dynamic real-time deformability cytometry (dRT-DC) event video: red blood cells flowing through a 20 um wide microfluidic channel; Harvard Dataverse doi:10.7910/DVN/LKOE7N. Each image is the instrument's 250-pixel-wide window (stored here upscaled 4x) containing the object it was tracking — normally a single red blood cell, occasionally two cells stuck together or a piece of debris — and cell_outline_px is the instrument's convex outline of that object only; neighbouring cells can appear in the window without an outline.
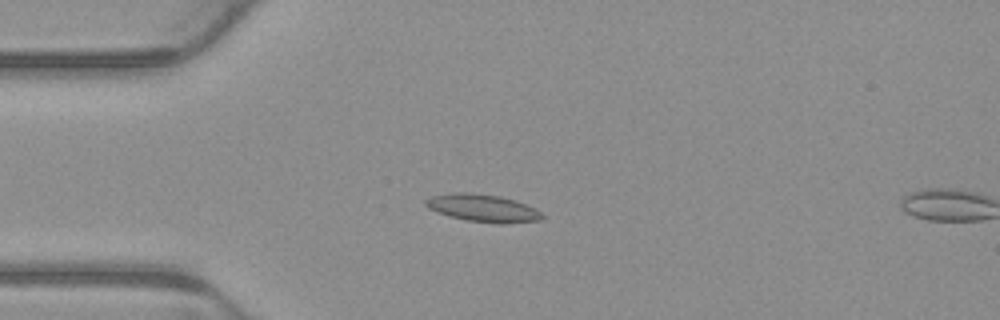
{"species": "common noctule bat (a hibernating species)", "species_latin": "Nyctalus noctula", "temperature_condition": "warm", "stored_images_in_passage": 4, "camera_frame_rate_fps": 3000, "um_per_image_px": 0.085, "animal": {"sex": "male", "body_mass_g": 23.1, "forearm_length_mm": 52.7}, "frame": {"image": 1, "passage_image": 3, "time_ms": 0.667, "image_size_px": [1000, 320], "cell_outline_px": [[544, 216], [540, 220], [500, 224], [464, 220], [448, 216], [428, 208], [424, 204], [424, 200], [432, 196], [452, 192], [468, 192], [500, 196], [516, 200], [536, 208]], "centroid_in_image_um": [41.02, 17.68], "position_along_channel_um": 44.0, "area_um2": 18.84}}